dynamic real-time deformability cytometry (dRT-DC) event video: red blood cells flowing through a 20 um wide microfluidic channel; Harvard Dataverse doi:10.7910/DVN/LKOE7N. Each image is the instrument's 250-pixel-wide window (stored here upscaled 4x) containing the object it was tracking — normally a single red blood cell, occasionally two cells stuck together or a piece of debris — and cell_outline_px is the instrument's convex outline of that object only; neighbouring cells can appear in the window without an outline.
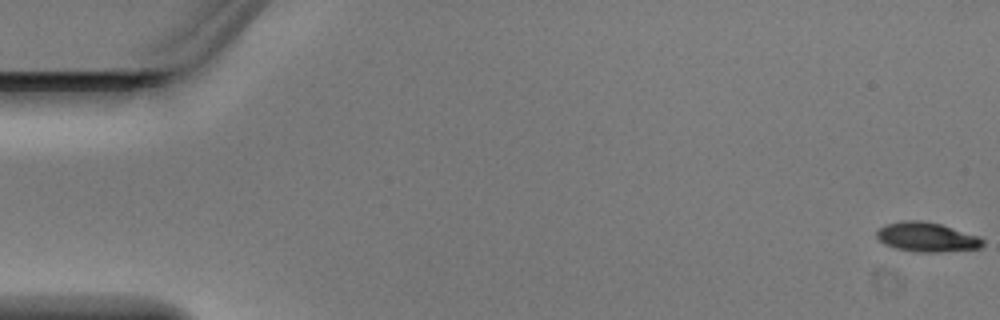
{"species": "Egyptian fruit bat (a non-hibernating species)", "species_latin": "Rousettus aegyptiacus", "temperature_condition": "warm", "stored_images_in_passage": 6, "camera_frame_rate_fps": 3000, "um_per_image_px": 0.085, "animal": {"sex": "male"}, "frame": {"image": 1, "passage_image": 1, "time_ms": 0.0, "image_size_px": [1000, 320], "cell_outline_px": [[984, 244], [980, 248], [940, 252], [912, 252], [892, 248], [884, 244], [876, 236], [876, 232], [884, 224], [904, 220], [924, 220], [940, 224], [980, 236], [984, 240]], "centroid_in_image_um": [78.76, 20.15], "position_along_channel_um": 6.2, "area_um2": 18.5}}
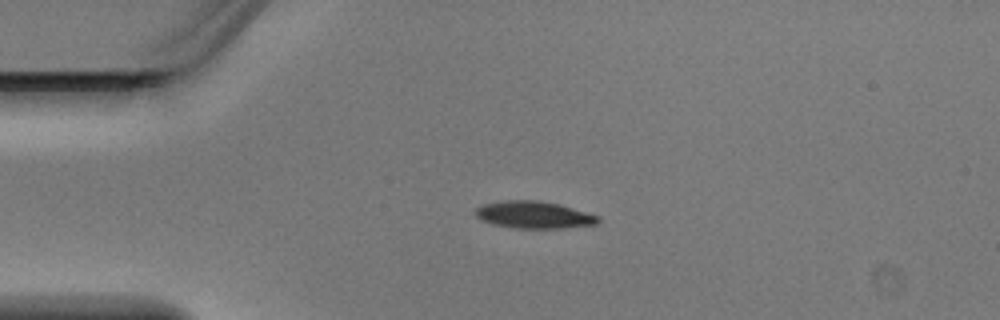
{"frame": {"image": 2, "passage_image": 4, "time_ms": 1.0, "image_size_px": [1000, 320], "cell_outline_px": [[600, 224], [560, 228], [516, 228], [492, 224], [480, 220], [472, 212], [476, 208], [484, 204], [504, 200], [536, 200], [560, 204], [600, 216]], "centroid_in_image_um": [45.38, 18.26], "position_along_channel_um": 39.6, "area_um2": 19.59}}
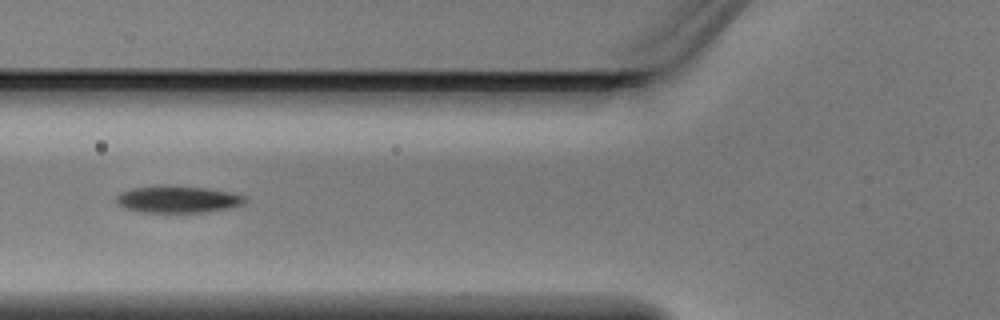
{"frame": {"image": 3, "passage_image": 6, "time_ms": 1.667, "image_size_px": [1000, 320], "cell_outline_px": [[248, 200], [244, 204], [228, 208], [204, 212], [140, 212], [124, 208], [116, 204], [116, 196], [120, 192], [132, 188], [168, 184], [208, 188], [248, 196]], "centroid_in_image_um": [15.1, 16.93], "position_along_channel_um": 110.7, "area_um2": 20.58}}